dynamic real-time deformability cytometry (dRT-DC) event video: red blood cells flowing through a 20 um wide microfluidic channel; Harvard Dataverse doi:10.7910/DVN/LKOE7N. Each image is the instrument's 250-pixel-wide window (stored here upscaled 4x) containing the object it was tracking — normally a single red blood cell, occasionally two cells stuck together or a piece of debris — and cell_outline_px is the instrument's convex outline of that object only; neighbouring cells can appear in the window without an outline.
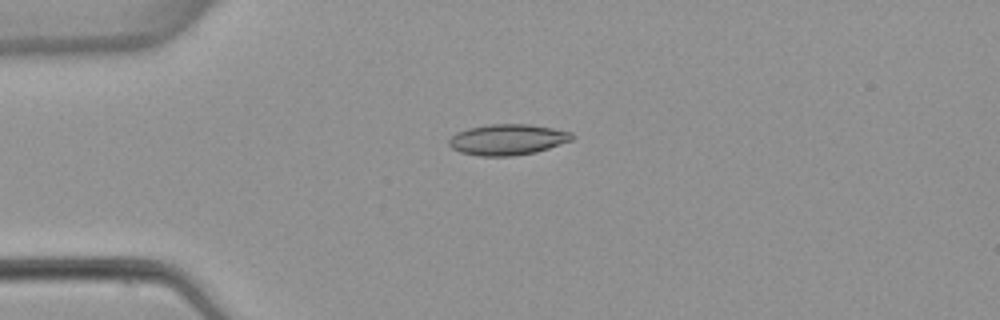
{"species": "common noctule bat (a hibernating species)", "species_latin": "Nyctalus noctula", "temperature_condition": "warm", "stored_images_in_passage": 2, "camera_frame_rate_fps": 3000, "um_per_image_px": 0.085, "animal": {"sex": "female", "body_mass_g": 22.7, "forearm_length_mm": 54.2}, "frame": {"image": 1, "passage_image": 1, "time_ms": 0.0, "image_size_px": [1000, 320], "cell_outline_px": [[572, 140], [536, 152], [512, 156], [480, 156], [460, 152], [452, 148], [448, 144], [448, 140], [456, 132], [468, 128], [488, 124], [528, 124], [552, 128], [572, 132]], "centroid_in_image_um": [43.11, 11.86], "position_along_channel_um": 41.9, "area_um2": 22.08}}